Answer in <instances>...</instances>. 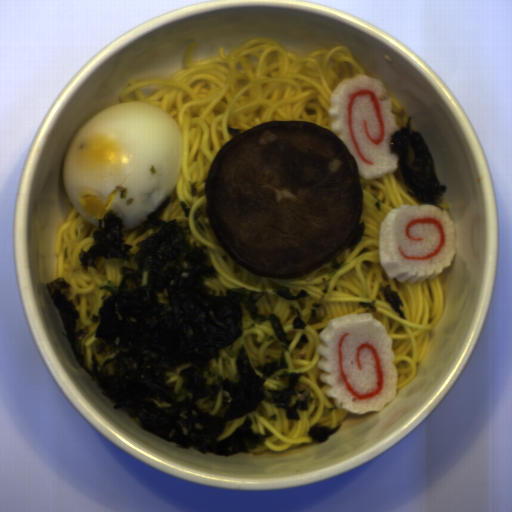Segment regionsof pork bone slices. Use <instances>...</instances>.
I'll use <instances>...</instances> for the list:
<instances>
[{
	"label": "pork bone slices",
	"mask_w": 512,
	"mask_h": 512,
	"mask_svg": "<svg viewBox=\"0 0 512 512\" xmlns=\"http://www.w3.org/2000/svg\"><path fill=\"white\" fill-rule=\"evenodd\" d=\"M209 225L249 273L295 279L336 258L360 228L353 153L328 127L268 121L227 141L205 187Z\"/></svg>",
	"instance_id": "1"
}]
</instances>
